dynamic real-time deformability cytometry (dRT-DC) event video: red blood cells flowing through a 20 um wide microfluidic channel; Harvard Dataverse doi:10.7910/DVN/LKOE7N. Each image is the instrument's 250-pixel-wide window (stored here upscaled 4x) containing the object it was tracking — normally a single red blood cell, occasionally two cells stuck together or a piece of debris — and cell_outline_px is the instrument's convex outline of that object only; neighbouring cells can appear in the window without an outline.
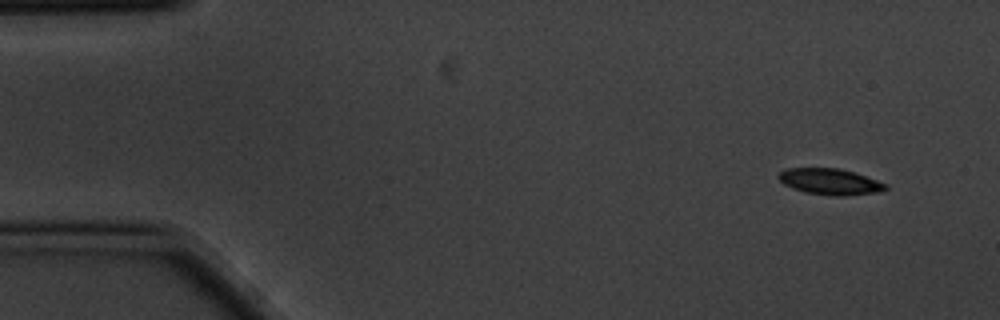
{"species": "common noctule bat (a hibernating species)", "species_latin": "Nyctalus noctula", "temperature_condition": "cold", "stored_images_in_passage": 3, "camera_frame_rate_fps": 3000, "um_per_image_px": 0.085, "animal": {"sex": "male", "body_mass_g": 20.1, "forearm_length_mm": 53.5}, "frame": {"image": 1, "passage_image": 1, "time_ms": 0.0, "image_size_px": [1000, 320], "cell_outline_px": [[888, 188], [880, 192], [844, 196], [832, 196], [804, 192], [792, 188], [784, 184], [776, 176], [780, 172], [788, 168], [840, 168], [856, 172], [888, 184]], "centroid_in_image_um": [70.58, 15.44], "position_along_channel_um": 14.4, "area_um2": 16.53}}